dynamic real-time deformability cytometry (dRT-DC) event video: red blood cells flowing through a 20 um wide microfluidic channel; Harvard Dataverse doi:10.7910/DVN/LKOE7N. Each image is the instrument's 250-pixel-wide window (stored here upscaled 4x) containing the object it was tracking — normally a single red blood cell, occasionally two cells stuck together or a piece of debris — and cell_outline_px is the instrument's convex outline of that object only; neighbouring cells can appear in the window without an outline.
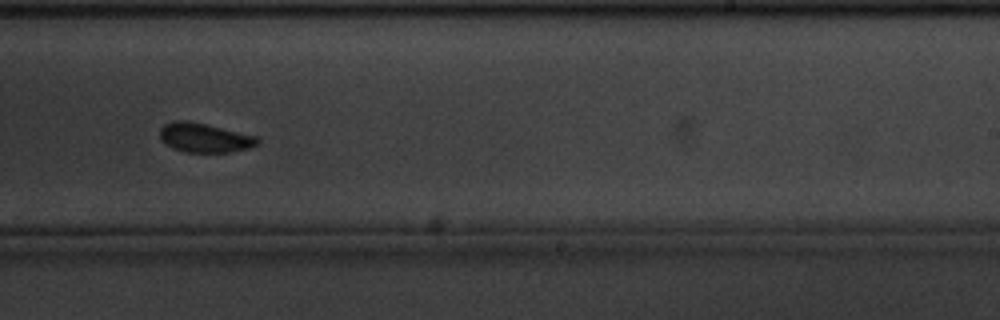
{"species": "common noctule bat (a hibernating species)", "species_latin": "Nyctalus noctula", "temperature_condition": "cold", "stored_images_in_passage": 15, "camera_frame_rate_fps": 3000, "um_per_image_px": 0.085, "animal": {"sex": "male", "body_mass_g": 20.1, "forearm_length_mm": 53.5}, "frame": {"image": 1, "passage_image": 9, "time_ms": 2.667, "image_size_px": [1000, 320], "cell_outline_px": [[260, 144], [248, 148], [228, 152], [184, 152], [172, 148], [164, 144], [160, 140], [160, 128], [164, 124], [176, 120], [188, 120], [256, 136], [260, 140]], "centroid_in_image_um": [17.35, 11.71], "position_along_channel_um": 271.7, "area_um2": 16.7}}